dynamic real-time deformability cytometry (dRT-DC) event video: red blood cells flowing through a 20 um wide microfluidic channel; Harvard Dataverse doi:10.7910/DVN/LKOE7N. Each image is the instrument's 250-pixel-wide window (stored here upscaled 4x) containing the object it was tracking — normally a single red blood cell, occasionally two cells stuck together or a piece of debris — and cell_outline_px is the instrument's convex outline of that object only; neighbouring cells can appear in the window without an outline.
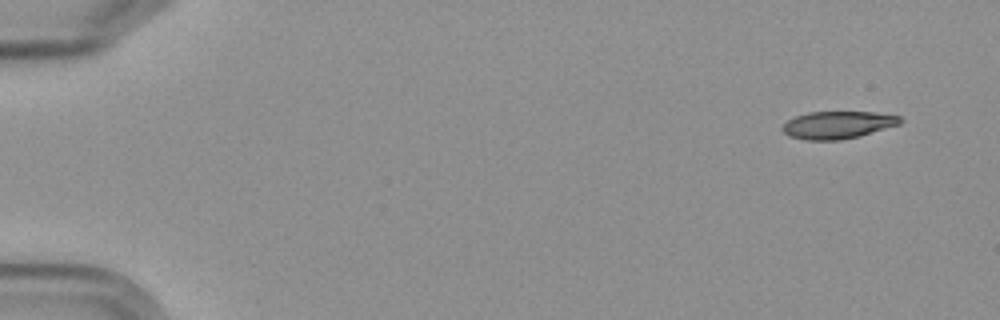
{"species": "Egyptian fruit bat (a non-hibernating species)", "species_latin": "Rousettus aegyptiacus", "temperature_condition": "cold", "stored_images_in_passage": 6, "camera_frame_rate_fps": 3000, "um_per_image_px": 0.085, "frame": {"image": 1, "passage_image": 1, "time_ms": 0.0, "image_size_px": [1000, 320], "cell_outline_px": [[904, 120], [900, 124], [860, 136], [840, 140], [804, 140], [788, 136], [780, 128], [788, 120], [796, 116], [808, 112], [872, 112], [900, 116]], "centroid_in_image_um": [71.2, 10.62], "position_along_channel_um": 13.8, "area_um2": 18.9}}